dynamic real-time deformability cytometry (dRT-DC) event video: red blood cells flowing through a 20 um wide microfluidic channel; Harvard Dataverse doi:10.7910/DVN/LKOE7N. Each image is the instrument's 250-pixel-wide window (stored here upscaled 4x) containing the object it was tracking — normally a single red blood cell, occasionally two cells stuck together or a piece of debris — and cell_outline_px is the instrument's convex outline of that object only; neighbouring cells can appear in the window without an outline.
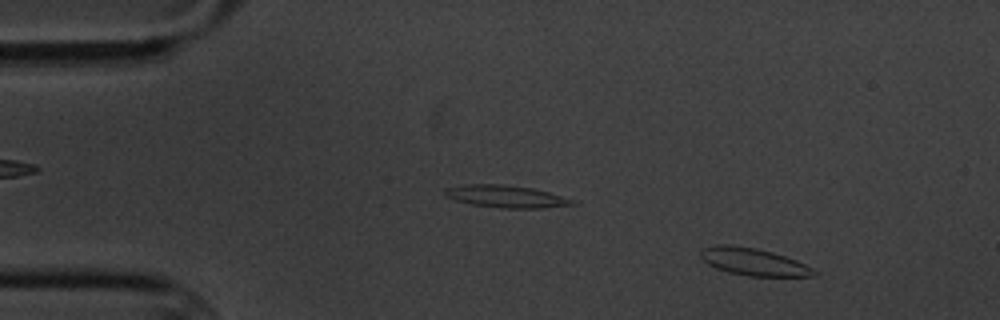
{"species": "common noctule bat (a hibernating species)", "species_latin": "Nyctalus noctula", "temperature_condition": "cold", "stored_images_in_passage": 3, "camera_frame_rate_fps": 3000, "um_per_image_px": 0.085, "animal": {"sex": "male", "body_mass_g": 20.1, "forearm_length_mm": 53.5}, "frame": {"image": 1, "passage_image": 1, "time_ms": 0.0, "image_size_px": [1000, 320], "cell_outline_px": [[816, 272], [812, 276], [748, 276], [728, 272], [716, 268], [708, 264], [700, 256], [700, 252], [704, 248], [716, 244], [728, 244], [756, 248], [772, 252], [796, 260], [812, 268]], "centroid_in_image_um": [64.01, 22.24], "position_along_channel_um": 21.0, "area_um2": 17.86}}